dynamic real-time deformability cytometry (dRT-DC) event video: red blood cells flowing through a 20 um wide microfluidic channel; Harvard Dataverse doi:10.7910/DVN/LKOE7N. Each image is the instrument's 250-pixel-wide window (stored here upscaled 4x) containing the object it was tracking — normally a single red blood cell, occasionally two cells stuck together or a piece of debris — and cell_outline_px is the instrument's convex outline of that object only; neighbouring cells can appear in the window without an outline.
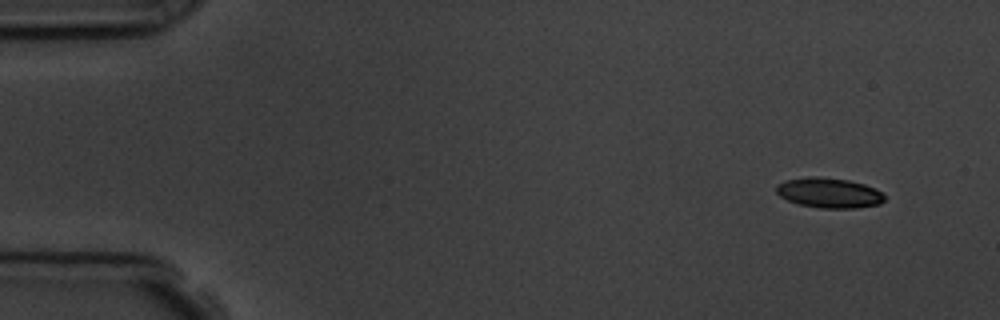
{"species": "common noctule bat (a hibernating species)", "species_latin": "Nyctalus noctula", "temperature_condition": "room temperature", "stored_images_in_passage": 4, "camera_frame_rate_fps": 3000, "um_per_image_px": 0.085, "animal": {"sex": "male", "body_mass_g": 19.5, "forearm_length_mm": 54.6}, "frame": {"image": 1, "passage_image": 1, "time_ms": 0.0, "image_size_px": [1000, 320], "cell_outline_px": [[884, 200], [880, 204], [856, 208], [820, 208], [800, 204], [788, 200], [780, 196], [776, 192], [776, 184], [784, 180], [808, 176], [820, 176], [848, 180], [864, 184], [876, 188], [884, 196]], "centroid_in_image_um": [70.45, 16.38], "position_along_channel_um": 14.6, "area_um2": 19.07}}
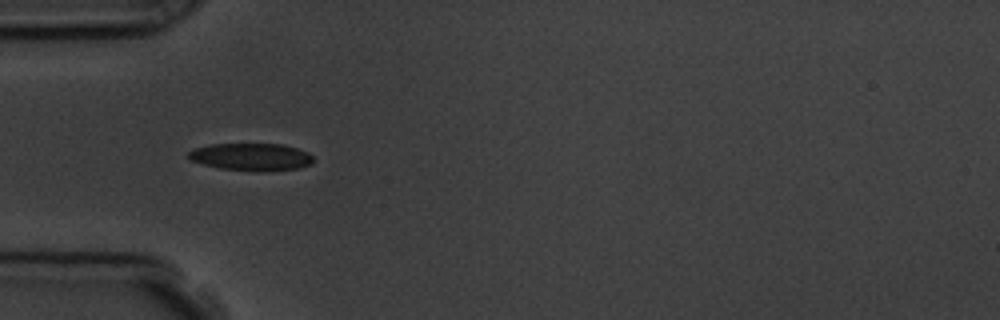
{"frame": {"image": 2, "passage_image": 4, "time_ms": 4.333, "image_size_px": [1000, 320], "cell_outline_px": [[312, 164], [300, 168], [220, 168], [204, 164], [192, 160], [188, 156], [188, 152], [196, 148], [208, 144], [280, 144], [296, 148], [308, 152], [312, 156]], "centroid_in_image_um": [21.34, 13.27], "position_along_channel_um": 63.7, "area_um2": 18.73}}